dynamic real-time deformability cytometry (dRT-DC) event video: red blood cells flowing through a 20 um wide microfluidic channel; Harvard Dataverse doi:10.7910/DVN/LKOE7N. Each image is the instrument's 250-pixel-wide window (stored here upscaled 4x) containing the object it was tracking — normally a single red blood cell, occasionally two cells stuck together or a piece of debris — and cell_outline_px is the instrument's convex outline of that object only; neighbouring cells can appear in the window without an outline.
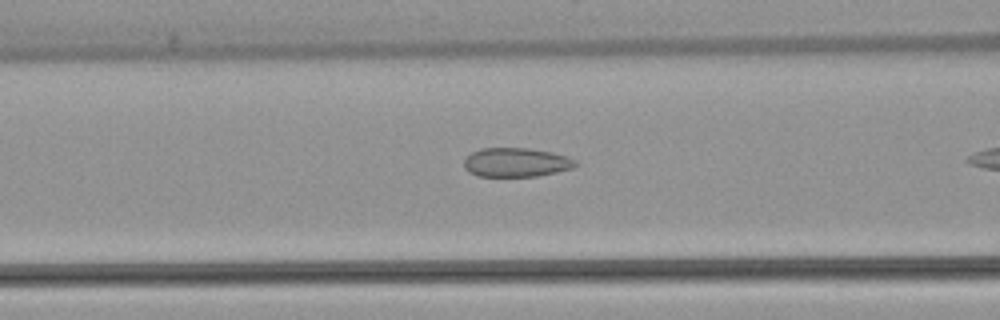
{"species": "common noctule bat (a hibernating species)", "species_latin": "Nyctalus noctula", "temperature_condition": "warm", "stored_images_in_passage": 11, "camera_frame_rate_fps": 3000, "um_per_image_px": 0.085, "animal": {"sex": "female", "body_mass_g": 22.7, "forearm_length_mm": 54.2}, "frame": {"image": 1, "passage_image": 10, "time_ms": 3.0, "image_size_px": [1000, 320], "cell_outline_px": [[576, 164], [572, 168], [556, 172], [536, 176], [476, 176], [468, 172], [464, 168], [464, 160], [472, 152], [480, 148], [528, 148], [552, 152], [568, 156], [576, 160]], "centroid_in_image_um": [43.85, 13.8], "position_along_channel_um": 122.7, "area_um2": 18.9}}